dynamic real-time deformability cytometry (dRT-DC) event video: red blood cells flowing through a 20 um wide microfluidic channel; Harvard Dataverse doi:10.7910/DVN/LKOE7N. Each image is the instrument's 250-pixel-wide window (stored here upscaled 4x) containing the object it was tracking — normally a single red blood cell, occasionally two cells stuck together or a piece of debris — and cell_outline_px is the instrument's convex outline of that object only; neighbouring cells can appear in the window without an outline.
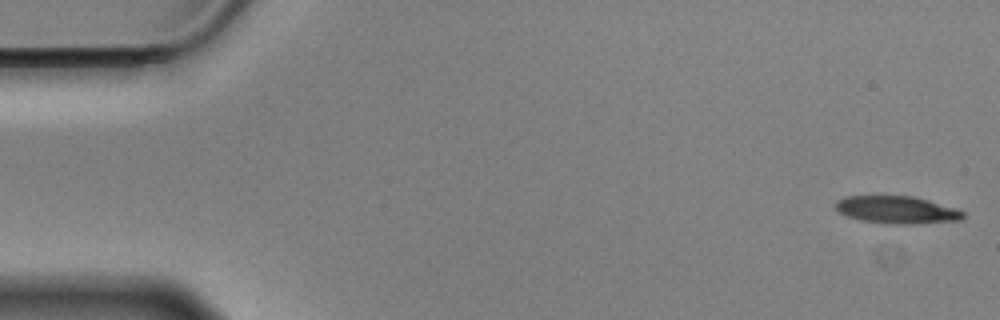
{"species": "Egyptian fruit bat (a non-hibernating species)", "species_latin": "Rousettus aegyptiacus", "temperature_condition": "cold", "stored_images_in_passage": 57, "camera_frame_rate_fps": 3000, "um_per_image_px": 0.085, "animal": {"sex": "male"}, "frame": {"image": 1, "passage_image": 1, "time_ms": 0.0, "image_size_px": [1000, 320], "cell_outline_px": [[964, 216], [960, 220], [912, 224], [884, 224], [860, 220], [848, 216], [840, 212], [832, 204], [836, 200], [844, 196], [912, 196], [928, 200], [956, 208], [964, 212]], "centroid_in_image_um": [76.19, 17.83], "position_along_channel_um": 8.8, "area_um2": 20.52}}
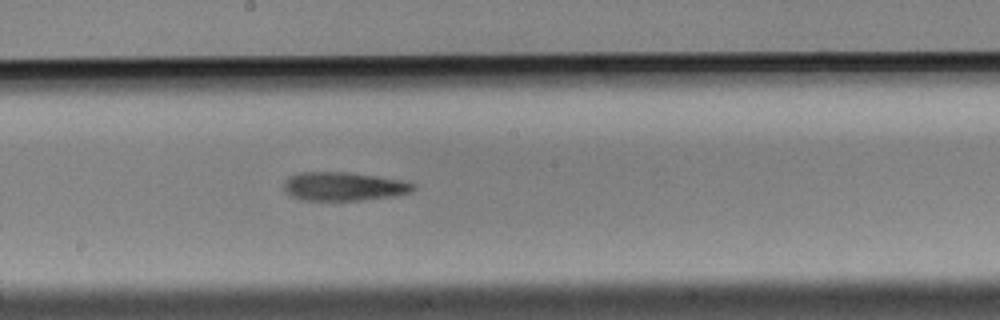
{"frame": {"image": 2, "passage_image": 30, "time_ms": 9.667, "image_size_px": [1000, 320], "cell_outline_px": [[416, 188], [412, 192], [396, 196], [360, 200], [300, 200], [288, 196], [284, 188], [284, 180], [288, 176], [300, 172], [348, 172], [404, 180], [416, 184]], "centroid_in_image_um": [29.22, 15.84], "position_along_channel_um": 219.0, "area_um2": 21.96}}
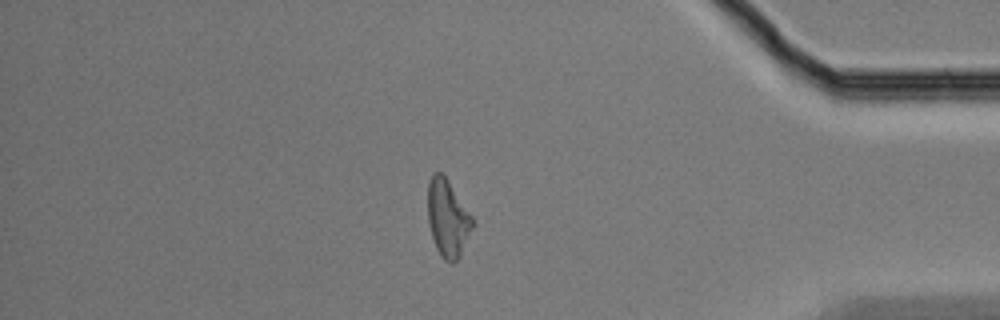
{"frame": {"image": 3, "passage_image": 48, "time_ms": 15.667, "image_size_px": [1000, 320], "cell_outline_px": [[476, 224], [460, 256], [452, 264], [448, 264], [440, 256], [436, 248], [428, 224], [428, 180], [432, 172], [440, 172], [448, 180], [472, 216]], "centroid_in_image_um": [38.07, 18.58], "position_along_channel_um": 397.1, "area_um2": 20.46}, "authors_computed_cell_mechanics": {"area_um2": 21.097, "velocity_mm_per_s": 3.5149, "shape_relaxation_time_tau1_ms": 6.0667, "shape_relaxation_time_tau2_ms": 7.2261, "deformation_change_tau1": 0.1755, "deformation_change_tau2": 0.205}}